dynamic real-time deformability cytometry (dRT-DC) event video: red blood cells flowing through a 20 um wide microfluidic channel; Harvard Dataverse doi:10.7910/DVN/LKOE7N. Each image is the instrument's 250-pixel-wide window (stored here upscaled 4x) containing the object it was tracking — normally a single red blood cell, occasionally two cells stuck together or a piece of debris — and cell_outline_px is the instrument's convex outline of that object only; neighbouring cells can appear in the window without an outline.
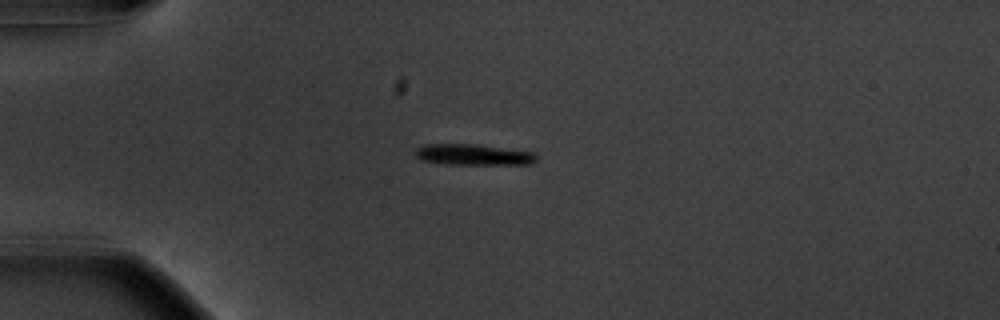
{"species": "common noctule bat (a hibernating species)", "species_latin": "Nyctalus noctula", "temperature_condition": "warm", "stored_images_in_passage": 42, "camera_frame_rate_fps": 3000, "um_per_image_px": 0.085, "animal": {"sex": "male", "body_mass_g": 20.1, "forearm_length_mm": 53.5}, "frame": {"image": 1, "passage_image": 1, "time_ms": 0.0, "image_size_px": [1000, 320], "cell_outline_px": [[536, 160], [532, 164], [448, 164], [420, 160], [416, 156], [416, 148], [424, 144], [476, 144], [532, 152], [536, 156]], "centroid_in_image_um": [40.2, 13.14], "position_along_channel_um": 44.8, "area_um2": 14.68}}
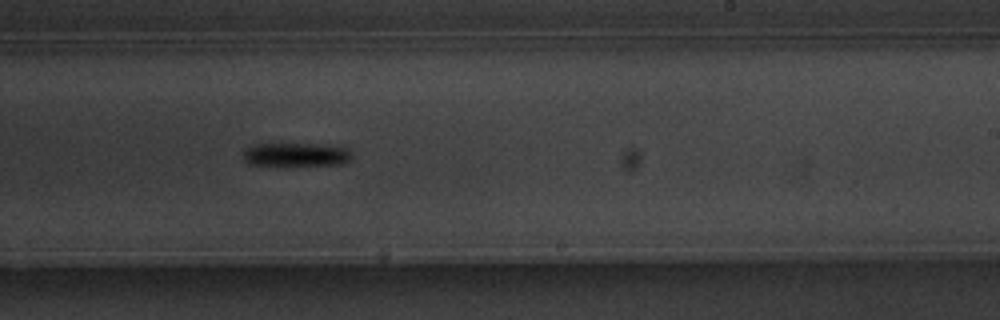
{"frame": {"image": 2, "passage_image": 21, "time_ms": 6.667, "image_size_px": [1000, 320], "cell_outline_px": [[352, 160], [344, 164], [248, 164], [244, 160], [244, 148], [252, 144], [320, 144], [348, 148], [352, 152]], "centroid_in_image_um": [25.2, 13.11], "position_along_channel_um": 263.8, "area_um2": 14.74}}
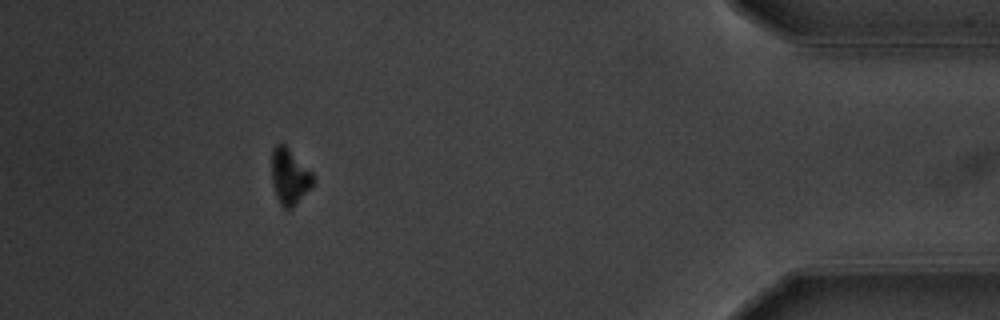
{"frame": {"image": 3, "passage_image": 37, "time_ms": 12.0, "image_size_px": [1000, 320], "cell_outline_px": [[316, 180], [292, 208], [284, 208], [280, 204], [276, 196], [272, 180], [272, 148], [276, 144], [284, 144], [316, 176]], "centroid_in_image_um": [24.62, 14.99], "position_along_channel_um": 410.6, "area_um2": 13.29}, "authors_computed_cell_mechanics": {"area_um2": 15.1147, "velocity_mm_per_s": 3.668, "shape_relaxation_time_tau1_ms": 4.0353, "shape_relaxation_time_tau2_ms": null, "deformation_change_tau1": 0.2474, "deformation_change_tau2": null}}